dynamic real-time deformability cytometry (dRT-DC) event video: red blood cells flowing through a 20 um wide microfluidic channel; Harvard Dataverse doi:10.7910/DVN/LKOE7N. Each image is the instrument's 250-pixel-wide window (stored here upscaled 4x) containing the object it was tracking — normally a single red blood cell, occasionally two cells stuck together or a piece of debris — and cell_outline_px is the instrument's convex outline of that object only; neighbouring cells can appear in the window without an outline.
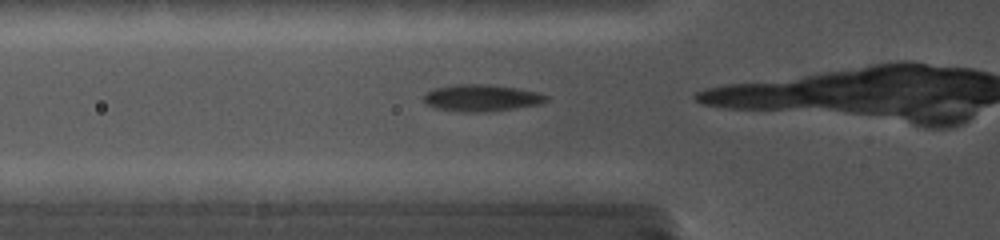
{"species": "common noctule bat (a hibernating species)", "species_latin": "Nyctalus noctula", "temperature_condition": "cold", "stored_images_in_passage": 5, "camera_frame_rate_fps": 5000, "um_per_image_px": 0.085, "animal": {"sex": "female", "body_mass_g": 19.0, "forearm_length_mm": 56.7}, "frame": {"image": 1, "passage_image": 2, "time_ms": 0.4, "image_size_px": [1000, 240], "cell_outline_px": [[552, 96], [548, 100], [540, 104], [484, 112], [464, 112], [436, 108], [428, 104], [424, 100], [424, 92], [432, 88], [452, 84], [488, 84], [516, 88], [536, 92]], "centroid_in_image_um": [40.91, 8.31], "position_along_channel_um": 84.9, "area_um2": 19.19}}